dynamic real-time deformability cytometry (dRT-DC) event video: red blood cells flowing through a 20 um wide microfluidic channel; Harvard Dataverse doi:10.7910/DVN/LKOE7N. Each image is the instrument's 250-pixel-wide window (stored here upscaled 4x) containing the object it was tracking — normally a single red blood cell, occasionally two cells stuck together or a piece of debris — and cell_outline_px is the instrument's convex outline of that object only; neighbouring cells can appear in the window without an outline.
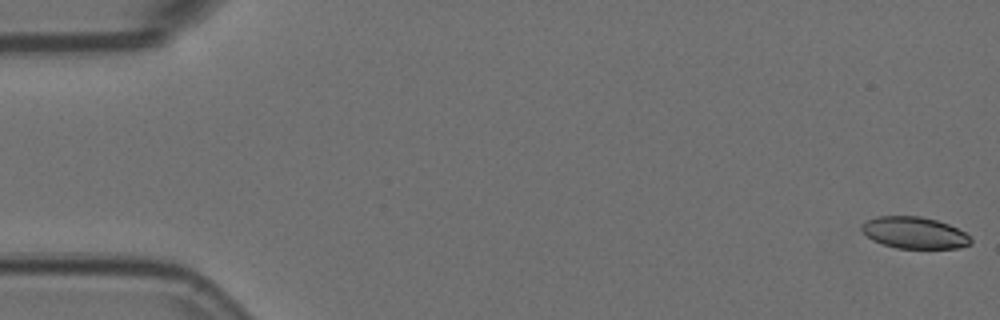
{"species": "Egyptian fruit bat (a non-hibernating species)", "species_latin": "Rousettus aegyptiacus", "temperature_condition": "room temperature", "stored_images_in_passage": 56, "camera_frame_rate_fps": 3000, "um_per_image_px": 0.085, "animal": {"sex": "female"}, "frame": {"image": 1, "passage_image": 1, "time_ms": 0.0, "image_size_px": [1000, 320], "cell_outline_px": [[972, 244], [960, 248], [896, 248], [872, 240], [860, 228], [860, 224], [876, 216], [920, 216], [936, 220], [948, 224], [964, 232], [972, 240]], "centroid_in_image_um": [77.72, 19.78], "position_along_channel_um": 7.3, "area_um2": 20.06}}
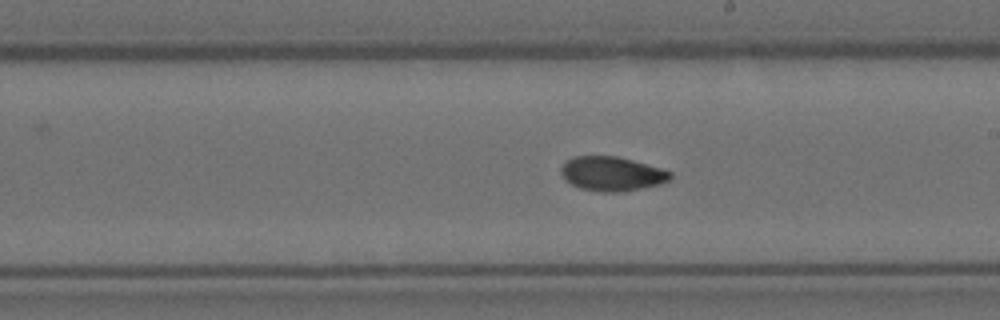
{"frame": {"image": 2, "passage_image": 32, "time_ms": 10.333, "image_size_px": [1000, 320], "cell_outline_px": [[672, 176], [668, 180], [660, 184], [624, 192], [600, 192], [580, 188], [564, 180], [560, 172], [560, 168], [572, 156], [616, 156], [632, 160], [660, 168], [672, 172]], "centroid_in_image_um": [51.98, 14.78], "position_along_channel_um": 237.0, "area_um2": 21.85}}
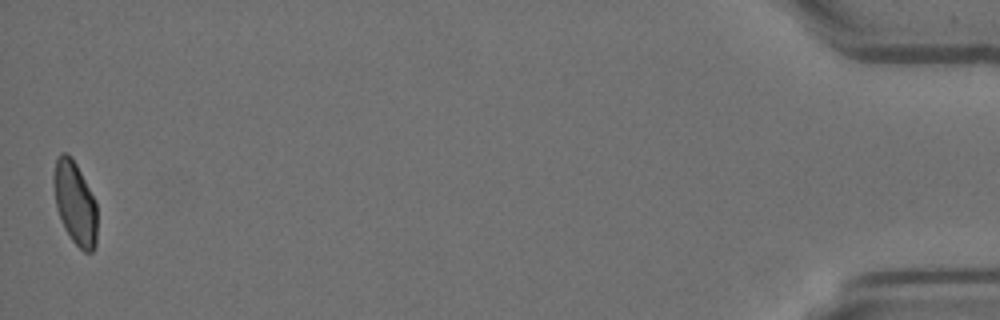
{"frame": {"image": 3, "passage_image": 56, "time_ms": 18.333, "image_size_px": [1000, 320], "cell_outline_px": [[96, 244], [92, 252], [84, 252], [72, 240], [64, 228], [56, 208], [52, 180], [52, 176], [56, 156], [60, 152], [68, 152], [72, 156], [96, 200]], "centroid_in_image_um": [6.35, 17.19], "position_along_channel_um": 428.9, "area_um2": 21.44}, "authors_computed_cell_mechanics": {"area_um2": 21.6461, "velocity_mm_per_s": 3.6071, "shape_relaxation_time_tau1_ms": 10.6738, "shape_relaxation_time_tau2_ms": 3.4386, "deformation_change_tau1": 0.2006, "deformation_change_tau2": 0.074}}